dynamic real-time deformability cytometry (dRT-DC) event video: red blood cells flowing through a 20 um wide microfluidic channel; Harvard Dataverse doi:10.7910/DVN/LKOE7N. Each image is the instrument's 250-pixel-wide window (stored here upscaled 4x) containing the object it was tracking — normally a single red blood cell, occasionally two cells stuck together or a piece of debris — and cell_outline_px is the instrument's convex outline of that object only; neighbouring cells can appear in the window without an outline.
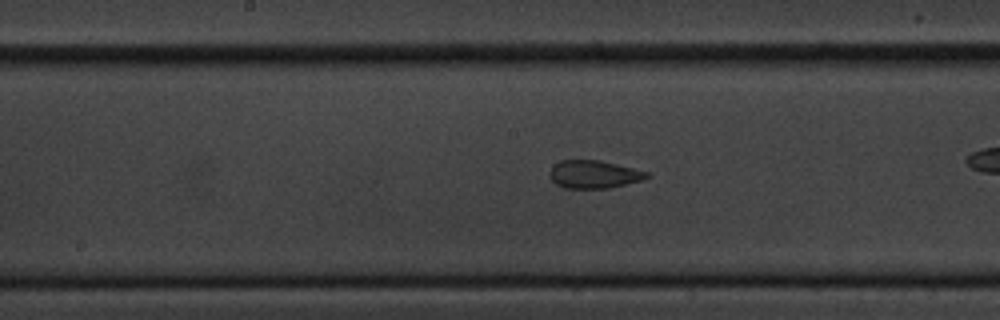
{"species": "common noctule bat (a hibernating species)", "species_latin": "Nyctalus noctula", "temperature_condition": "cold", "stored_images_in_passage": 45, "camera_frame_rate_fps": 3000, "um_per_image_px": 0.085, "animal": {"sex": "male", "body_mass_g": 20.1, "forearm_length_mm": 53.5}, "frame": {"image": 1, "passage_image": 29, "time_ms": 9.333, "image_size_px": [1000, 320], "cell_outline_px": [[652, 176], [640, 180], [608, 188], [564, 188], [556, 184], [552, 180], [548, 172], [560, 160], [600, 160], [648, 172]], "centroid_in_image_um": [50.46, 14.81], "position_along_channel_um": 197.7, "area_um2": 15.61}}
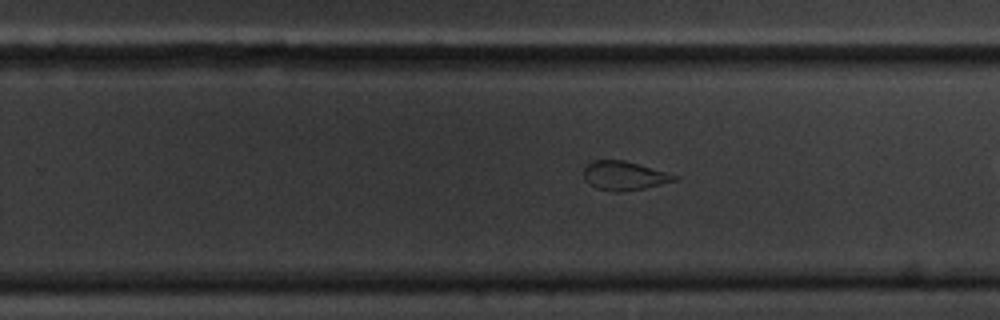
{"frame": {"image": 2, "passage_image": 36, "time_ms": 11.667, "image_size_px": [1000, 320], "cell_outline_px": [[680, 180], [644, 188], [616, 192], [612, 192], [596, 188], [584, 180], [584, 168], [592, 160], [624, 160], [680, 176]], "centroid_in_image_um": [53.07, 14.94], "position_along_channel_um": 276.7, "area_um2": 15.32}}
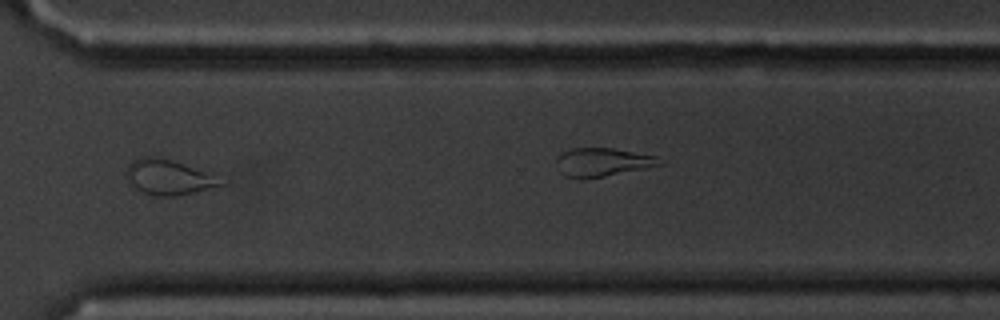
{"frame": {"image": 3, "passage_image": 43, "time_ms": 14.0, "image_size_px": [1000, 320], "cell_outline_px": [[228, 184], [196, 192], [176, 196], [152, 196], [132, 188], [124, 172], [128, 164], [132, 160], [144, 156], [156, 156], [172, 160], [228, 180]], "centroid_in_image_um": [14.33, 15.08], "position_along_channel_um": 356.3, "area_um2": 19.83}}